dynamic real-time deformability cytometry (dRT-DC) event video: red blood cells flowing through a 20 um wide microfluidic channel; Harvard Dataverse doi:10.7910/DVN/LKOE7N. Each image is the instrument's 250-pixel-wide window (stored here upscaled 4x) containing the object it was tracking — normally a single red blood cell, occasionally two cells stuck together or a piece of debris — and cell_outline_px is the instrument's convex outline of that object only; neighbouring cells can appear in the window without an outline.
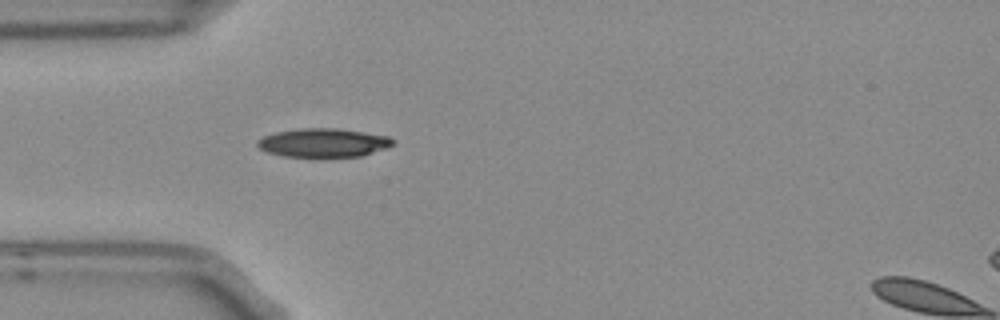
{"species": "Egyptian fruit bat (a non-hibernating species)", "species_latin": "Rousettus aegyptiacus", "temperature_condition": "room temperature", "stored_images_in_passage": 2, "segment_of_instrument_passage": [1, 2], "camera_frame_rate_fps": 3000, "um_per_image_px": 0.085, "frame": {"image": 1, "passage_image": 1, "time_ms": 0.0, "image_size_px": [1000, 320], "cell_outline_px": [[392, 144], [384, 148], [360, 156], [284, 156], [268, 152], [260, 148], [256, 144], [256, 140], [264, 136], [276, 132], [300, 128], [336, 128], [364, 132], [388, 136], [392, 140]], "centroid_in_image_um": [27.43, 12.12], "position_along_channel_um": 57.6, "area_um2": 22.2}}